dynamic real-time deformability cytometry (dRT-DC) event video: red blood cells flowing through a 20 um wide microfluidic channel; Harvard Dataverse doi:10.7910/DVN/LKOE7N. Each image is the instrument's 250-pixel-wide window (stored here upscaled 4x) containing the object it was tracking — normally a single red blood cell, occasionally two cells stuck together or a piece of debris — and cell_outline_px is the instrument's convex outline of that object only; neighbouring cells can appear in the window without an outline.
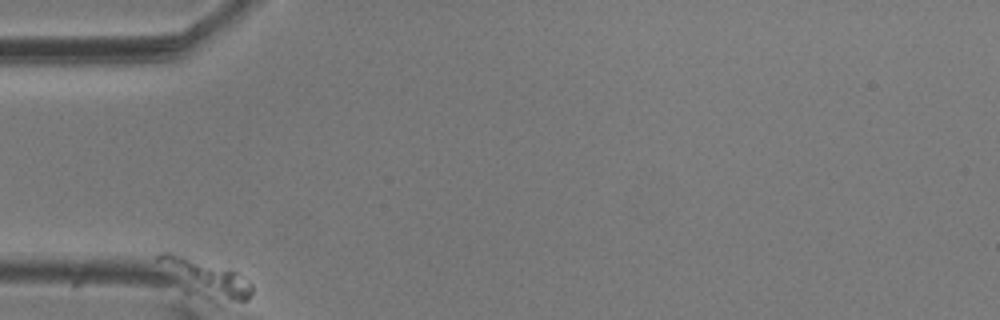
{"species": "common noctule bat (a hibernating species)", "species_latin": "Nyctalus noctula", "temperature_condition": "room temperature", "stored_images_in_passage": 9, "camera_frame_rate_fps": 3000, "um_per_image_px": 0.085, "animal": {"sex": "male", "body_mass_g": 20.5, "forearm_length_mm": 52.5}, "frame": {"image": 1, "passage_image": 1, "time_ms": 0.0, "image_size_px": [1000, 320], "cell_outline_px": [[252, 292], [248, 300], [236, 300], [156, 260], [156, 256], [160, 252], [168, 252], [228, 268], [236, 272], [248, 280], [252, 284]], "centroid_in_image_um": [17.83, 23.39], "position_along_channel_um": 67.2, "area_um2": 14.1}}
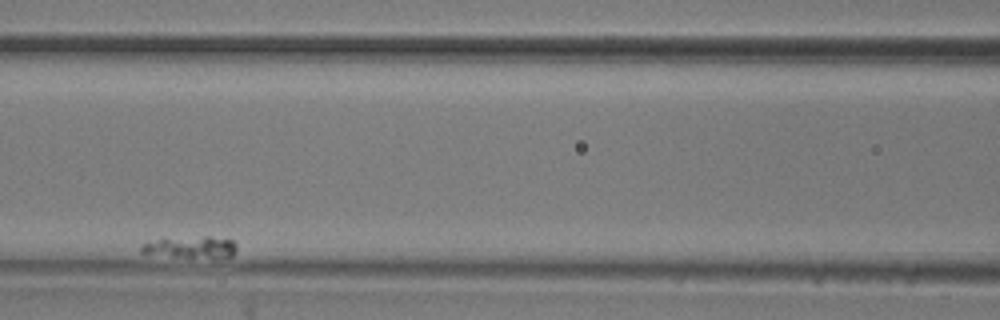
{"frame": {"image": 2, "passage_image": 5, "time_ms": 1.333, "image_size_px": [1000, 320], "cell_outline_px": [[236, 252], [232, 256], [172, 256], [140, 252], [140, 244], [160, 240], [204, 236], [212, 236], [232, 240], [236, 244]], "centroid_in_image_um": [16.26, 20.99], "position_along_channel_um": 150.3, "area_um2": 11.39}}
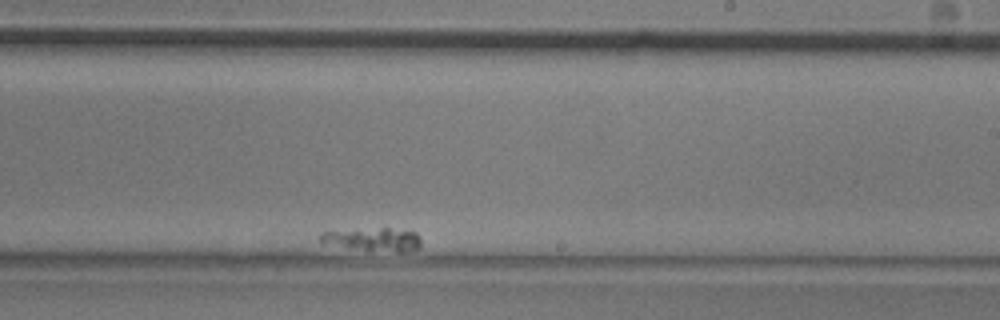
{"frame": {"image": 3, "passage_image": 9, "time_ms": 2.667, "image_size_px": [1000, 320], "cell_outline_px": [[420, 248], [404, 252], [400, 252], [320, 244], [320, 232], [380, 228], [388, 228], [416, 232], [420, 236]], "centroid_in_image_um": [31.75, 20.34], "position_along_channel_um": 257.3, "area_um2": 13.35}}